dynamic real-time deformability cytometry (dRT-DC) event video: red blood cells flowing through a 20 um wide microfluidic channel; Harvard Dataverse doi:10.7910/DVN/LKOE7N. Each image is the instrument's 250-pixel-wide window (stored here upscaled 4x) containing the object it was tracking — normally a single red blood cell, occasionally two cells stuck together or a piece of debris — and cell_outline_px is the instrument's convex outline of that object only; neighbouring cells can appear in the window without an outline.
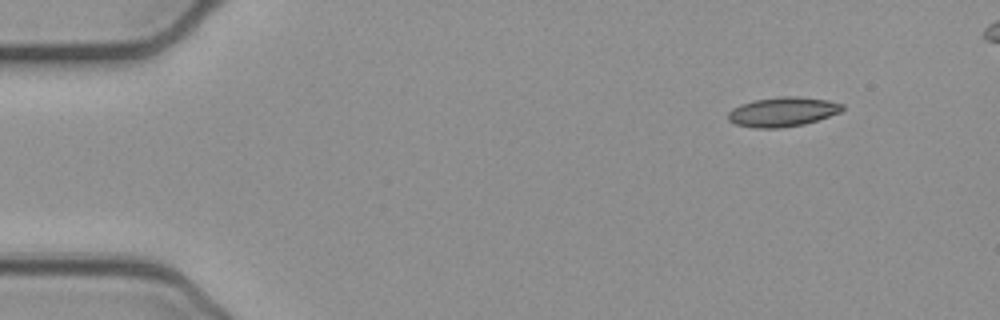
{"species": "common noctule bat (a hibernating species)", "species_latin": "Nyctalus noctula", "temperature_condition": "cold", "stored_images_in_passage": 46, "camera_frame_rate_fps": 3000, "um_per_image_px": 0.085, "animal": {"sex": "female", "body_mass_g": 21.9}, "frame": {"image": 1, "passage_image": 1, "time_ms": 0.0, "image_size_px": [1000, 320], "cell_outline_px": [[844, 108], [840, 112], [804, 124], [780, 128], [756, 128], [736, 124], [728, 120], [728, 112], [732, 108], [740, 104], [752, 100], [780, 96], [796, 96], [828, 100], [844, 104]], "centroid_in_image_um": [66.5, 9.49], "position_along_channel_um": 18.5, "area_um2": 19.65}}
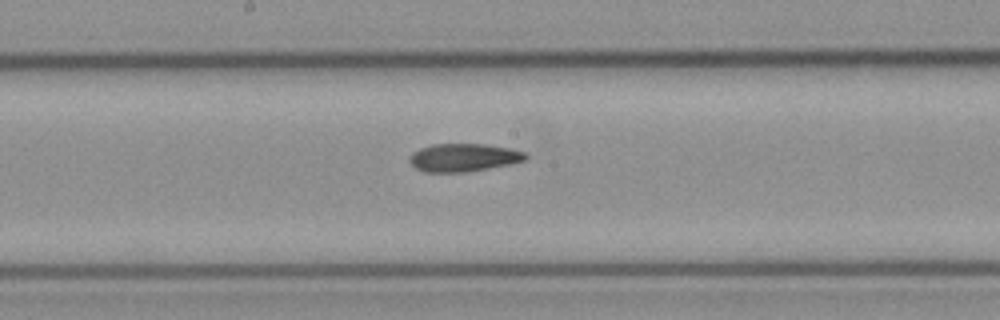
{"frame": {"image": 2, "passage_image": 23, "time_ms": 7.333, "image_size_px": [1000, 320], "cell_outline_px": [[528, 160], [512, 164], [464, 172], [424, 172], [416, 168], [408, 160], [412, 152], [420, 148], [432, 144], [484, 144], [508, 148], [524, 152], [528, 156]], "centroid_in_image_um": [39.41, 13.39], "position_along_channel_um": 208.8, "area_um2": 18.96}}
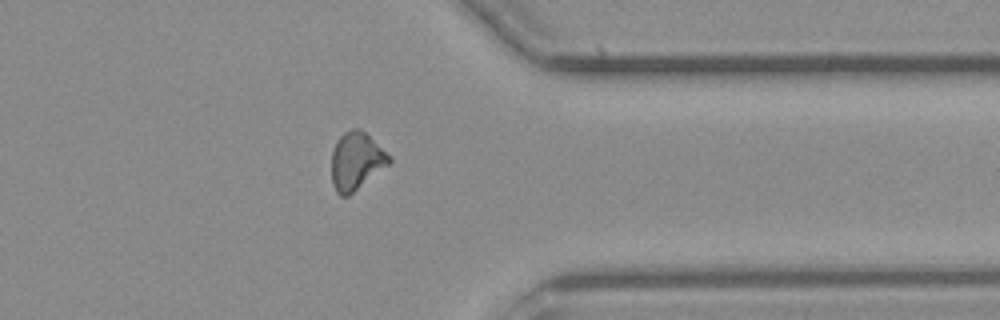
{"frame": {"image": 3, "passage_image": 37, "time_ms": 12.0, "image_size_px": [1000, 320], "cell_outline_px": [[392, 160], [388, 164], [348, 196], [340, 196], [336, 192], [332, 184], [332, 152], [336, 140], [344, 132], [352, 128], [360, 128], [392, 156]], "centroid_in_image_um": [30.27, 13.67], "position_along_channel_um": 381.1, "area_um2": 19.25}}